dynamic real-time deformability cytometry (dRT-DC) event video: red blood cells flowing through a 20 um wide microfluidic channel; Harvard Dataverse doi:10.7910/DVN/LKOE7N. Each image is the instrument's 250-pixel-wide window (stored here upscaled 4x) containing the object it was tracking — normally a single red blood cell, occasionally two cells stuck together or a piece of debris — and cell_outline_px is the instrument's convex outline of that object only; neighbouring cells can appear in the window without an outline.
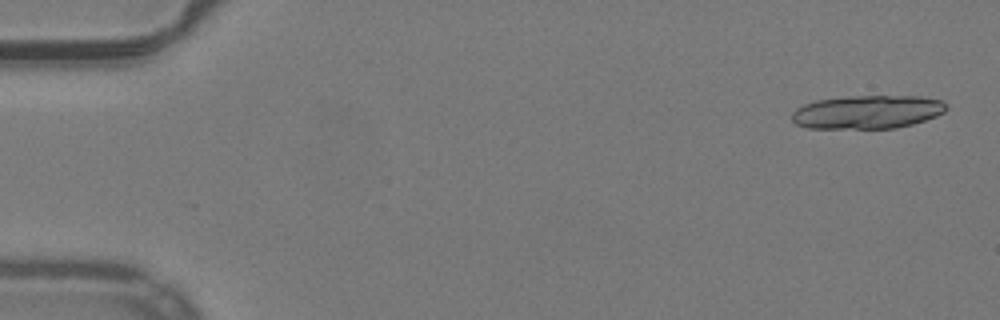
{"species": "common noctule bat (a hibernating species)", "species_latin": "Nyctalus noctula", "temperature_condition": "warm", "stored_images_in_passage": 18, "camera_frame_rate_fps": 3000, "um_per_image_px": 0.085, "animal": {"sex": "male", "body_mass_g": 19.2, "forearm_length_mm": 51.8}, "frame": {"image": 1, "passage_image": 2, "time_ms": 0.333, "image_size_px": [1000, 320], "cell_outline_px": [[948, 108], [944, 112], [936, 116], [912, 124], [896, 128], [808, 128], [796, 124], [792, 120], [792, 112], [796, 108], [804, 104], [816, 100], [848, 96], [920, 96], [940, 100]], "centroid_in_image_um": [73.7, 9.51], "position_along_channel_um": 11.3, "area_um2": 30.06}}